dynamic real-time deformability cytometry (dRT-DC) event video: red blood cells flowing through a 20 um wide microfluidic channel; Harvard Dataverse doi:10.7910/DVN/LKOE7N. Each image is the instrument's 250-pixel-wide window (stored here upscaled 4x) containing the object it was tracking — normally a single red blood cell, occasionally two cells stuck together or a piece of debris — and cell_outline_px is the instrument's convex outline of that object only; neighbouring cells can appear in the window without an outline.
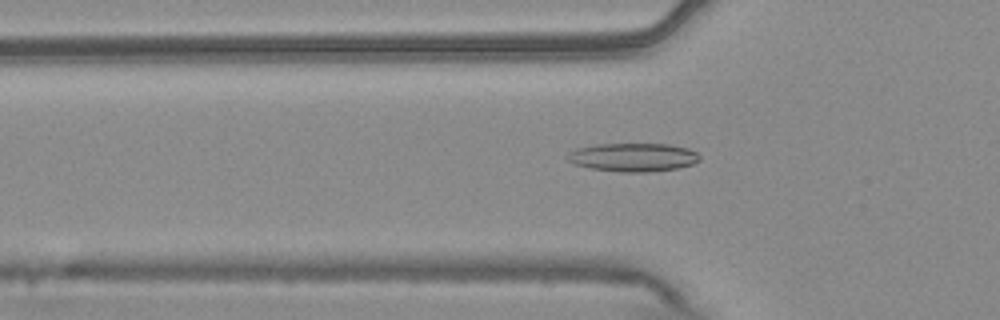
{"species": "common noctule bat (a hibernating species)", "species_latin": "Nyctalus noctula", "temperature_condition": "warm", "stored_images_in_passage": 44, "camera_frame_rate_fps": 3000, "um_per_image_px": 0.085, "animal": {"sex": "male", "body_mass_g": 20.4}, "frame": {"image": 1, "passage_image": 8, "time_ms": 2.333, "image_size_px": [1000, 320], "cell_outline_px": [[700, 160], [692, 164], [676, 168], [648, 172], [620, 172], [592, 168], [572, 164], [568, 160], [568, 152], [576, 148], [596, 144], [668, 144], [688, 148], [696, 152], [700, 156]], "centroid_in_image_um": [53.8, 13.36], "position_along_channel_um": 72.0, "area_um2": 21.91}}
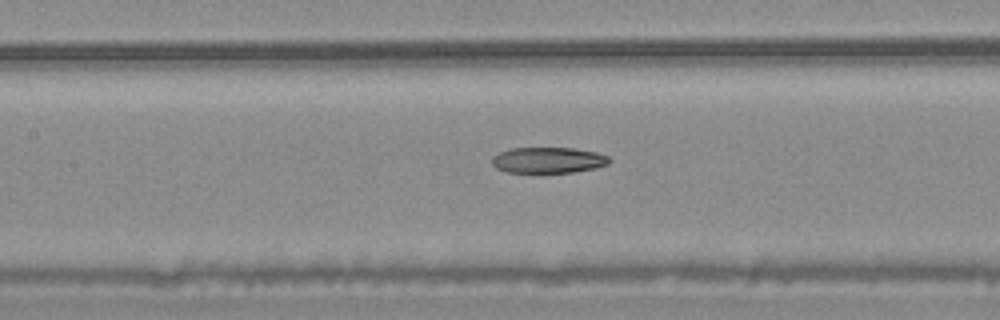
{"frame": {"image": 2, "passage_image": 15, "time_ms": 4.667, "image_size_px": [1000, 320], "cell_outline_px": [[612, 160], [608, 164], [596, 168], [572, 172], [508, 172], [496, 168], [492, 164], [492, 156], [508, 148], [576, 148], [596, 152], [608, 156]], "centroid_in_image_um": [46.61, 13.6], "position_along_channel_um": 160.8, "area_um2": 17.74}}
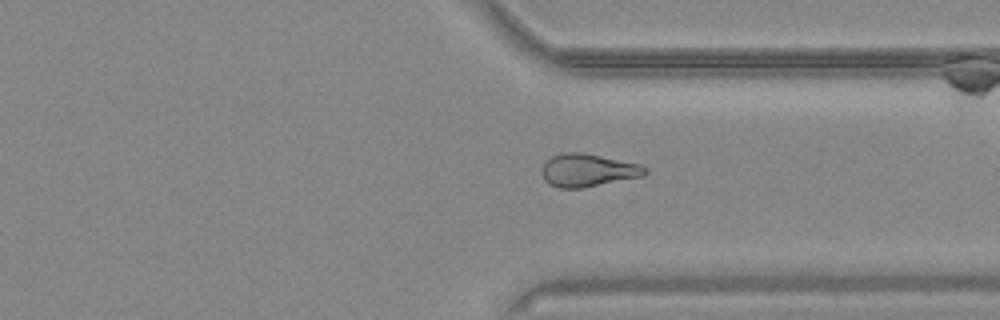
{"frame": {"image": 3, "passage_image": 31, "time_ms": 10.0, "image_size_px": [1000, 320], "cell_outline_px": [[648, 172], [644, 176], [584, 188], [560, 188], [548, 184], [544, 180], [540, 172], [540, 168], [544, 160], [552, 156], [564, 152], [580, 152], [640, 164], [648, 168]], "centroid_in_image_um": [49.93, 14.48], "position_along_channel_um": 361.5, "area_um2": 20.11}, "authors_computed_cell_mechanics": {"area_um2": 19.7676, "velocity_mm_per_s": 3.7641, "shape_relaxation_time_tau1_ms": null, "shape_relaxation_time_tau2_ms": 4.0359, "deformation_change_tau1": null, "deformation_change_tau2": 0.1258}}